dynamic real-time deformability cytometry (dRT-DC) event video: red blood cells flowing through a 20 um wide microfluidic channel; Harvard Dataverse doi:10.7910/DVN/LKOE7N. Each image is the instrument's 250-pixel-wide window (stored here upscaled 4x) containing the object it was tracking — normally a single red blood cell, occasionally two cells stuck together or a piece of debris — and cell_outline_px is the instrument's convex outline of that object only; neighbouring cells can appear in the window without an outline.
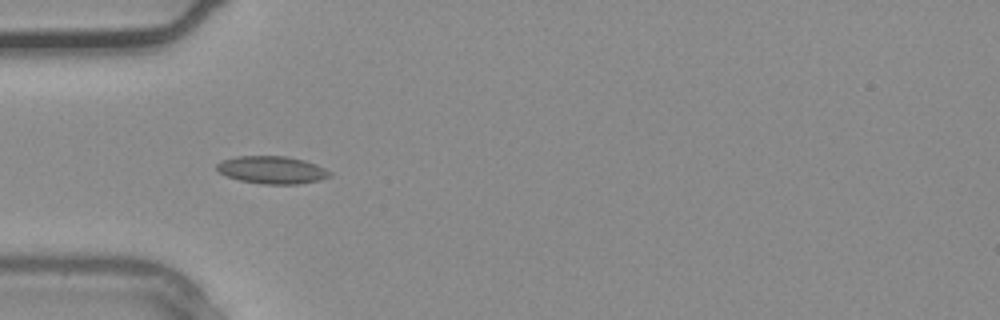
{"species": "common noctule bat (a hibernating species)", "species_latin": "Nyctalus noctula", "temperature_condition": "warm", "stored_images_in_passage": 36, "camera_frame_rate_fps": 3000, "um_per_image_px": 0.085, "animal": {"sex": "male", "body_mass_g": 20.4}, "frame": {"image": 1, "passage_image": 11, "time_ms": 3.333, "image_size_px": [1000, 320], "cell_outline_px": [[332, 176], [320, 180], [296, 184], [264, 184], [240, 180], [228, 176], [220, 172], [216, 168], [216, 164], [220, 160], [236, 156], [284, 156], [304, 160], [316, 164], [332, 172]], "centroid_in_image_um": [23.13, 14.44], "position_along_channel_um": 61.9, "area_um2": 18.15}}